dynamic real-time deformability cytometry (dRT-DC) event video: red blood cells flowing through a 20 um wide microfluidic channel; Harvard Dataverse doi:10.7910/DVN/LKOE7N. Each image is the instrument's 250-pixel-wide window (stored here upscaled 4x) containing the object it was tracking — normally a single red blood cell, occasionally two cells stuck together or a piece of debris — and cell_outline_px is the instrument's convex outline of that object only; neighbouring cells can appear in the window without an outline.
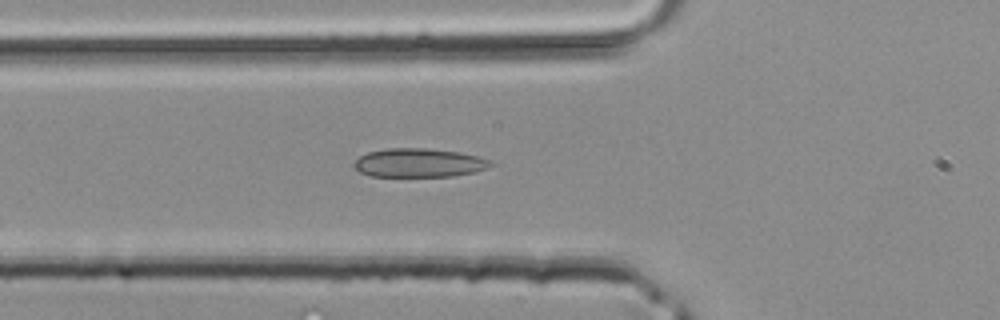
{"species": "common noctule bat (a hibernating species)", "species_latin": "Nyctalus noctula", "temperature_condition": "room temperature", "stored_images_in_passage": 41, "camera_frame_rate_fps": 3000, "um_per_image_px": 0.085, "animal": {"sex": "male", "body_mass_g": 20.4}, "frame": {"image": 1, "passage_image": 14, "time_ms": 4.333, "image_size_px": [1000, 320], "cell_outline_px": [[496, 164], [488, 168], [476, 172], [452, 176], [372, 176], [360, 172], [352, 164], [360, 156], [368, 152], [388, 148], [424, 148], [460, 152], [492, 160]], "centroid_in_image_um": [35.66, 13.84], "position_along_channel_um": 90.1, "area_um2": 22.95}}
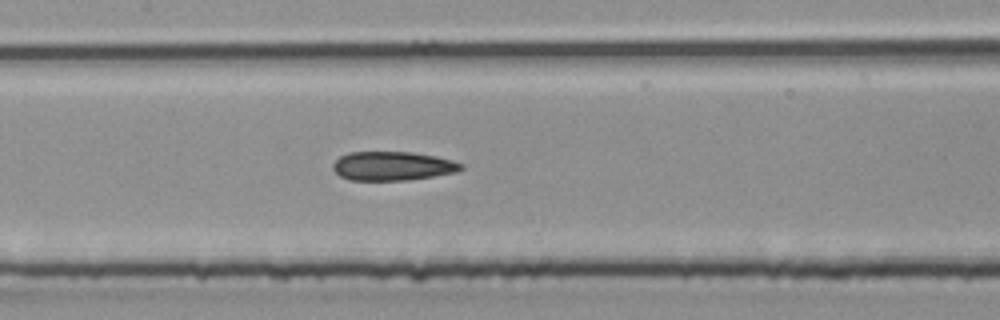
{"frame": {"image": 2, "passage_image": 19, "time_ms": 6.0, "image_size_px": [1000, 320], "cell_outline_px": [[464, 168], [456, 172], [432, 176], [404, 180], [348, 180], [340, 176], [332, 168], [332, 164], [340, 156], [348, 152], [412, 152], [436, 156], [452, 160], [464, 164]], "centroid_in_image_um": [33.36, 14.1], "position_along_channel_um": 174.0, "area_um2": 21.62}}
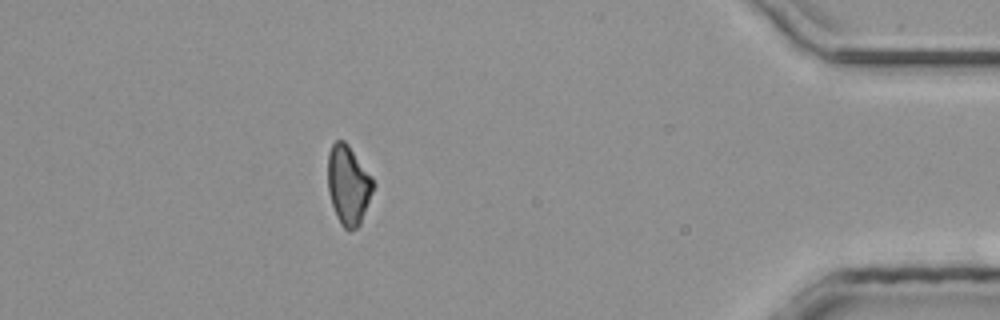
{"frame": {"image": 3, "passage_image": 36, "time_ms": 11.667, "image_size_px": [1000, 320], "cell_outline_px": [[376, 184], [360, 224], [356, 228], [348, 232], [340, 224], [336, 216], [328, 192], [328, 152], [332, 144], [336, 140], [344, 140], [348, 144], [372, 176]], "centroid_in_image_um": [29.61, 15.73], "position_along_channel_um": 405.6, "area_um2": 21.21}}